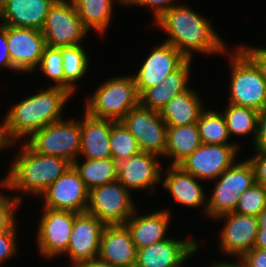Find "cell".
Segmentation results:
<instances>
[{
	"label": "cell",
	"instance_id": "46",
	"mask_svg": "<svg viewBox=\"0 0 266 267\" xmlns=\"http://www.w3.org/2000/svg\"><path fill=\"white\" fill-rule=\"evenodd\" d=\"M254 248L266 250V228H258Z\"/></svg>",
	"mask_w": 266,
	"mask_h": 267
},
{
	"label": "cell",
	"instance_id": "34",
	"mask_svg": "<svg viewBox=\"0 0 266 267\" xmlns=\"http://www.w3.org/2000/svg\"><path fill=\"white\" fill-rule=\"evenodd\" d=\"M266 208V190L264 185L254 183L240 197L235 208L236 213L258 217Z\"/></svg>",
	"mask_w": 266,
	"mask_h": 267
},
{
	"label": "cell",
	"instance_id": "8",
	"mask_svg": "<svg viewBox=\"0 0 266 267\" xmlns=\"http://www.w3.org/2000/svg\"><path fill=\"white\" fill-rule=\"evenodd\" d=\"M130 191L118 180L89 191L87 213L105 225L125 224L136 210Z\"/></svg>",
	"mask_w": 266,
	"mask_h": 267
},
{
	"label": "cell",
	"instance_id": "29",
	"mask_svg": "<svg viewBox=\"0 0 266 267\" xmlns=\"http://www.w3.org/2000/svg\"><path fill=\"white\" fill-rule=\"evenodd\" d=\"M72 165L78 171L88 191L117 180L118 163L112 157L98 160L86 159L82 165L75 160Z\"/></svg>",
	"mask_w": 266,
	"mask_h": 267
},
{
	"label": "cell",
	"instance_id": "12",
	"mask_svg": "<svg viewBox=\"0 0 266 267\" xmlns=\"http://www.w3.org/2000/svg\"><path fill=\"white\" fill-rule=\"evenodd\" d=\"M41 195L45 198V208L75 213L87 212L89 191L73 165Z\"/></svg>",
	"mask_w": 266,
	"mask_h": 267
},
{
	"label": "cell",
	"instance_id": "22",
	"mask_svg": "<svg viewBox=\"0 0 266 267\" xmlns=\"http://www.w3.org/2000/svg\"><path fill=\"white\" fill-rule=\"evenodd\" d=\"M110 131L111 120L95 118L85 112L81 120L79 155L89 160L111 158Z\"/></svg>",
	"mask_w": 266,
	"mask_h": 267
},
{
	"label": "cell",
	"instance_id": "10",
	"mask_svg": "<svg viewBox=\"0 0 266 267\" xmlns=\"http://www.w3.org/2000/svg\"><path fill=\"white\" fill-rule=\"evenodd\" d=\"M120 122L136 138L141 152L165 157L167 125L158 111L144 108L139 104L131 109Z\"/></svg>",
	"mask_w": 266,
	"mask_h": 267
},
{
	"label": "cell",
	"instance_id": "33",
	"mask_svg": "<svg viewBox=\"0 0 266 267\" xmlns=\"http://www.w3.org/2000/svg\"><path fill=\"white\" fill-rule=\"evenodd\" d=\"M109 141L112 158L117 163L141 152L136 138L120 121L111 120Z\"/></svg>",
	"mask_w": 266,
	"mask_h": 267
},
{
	"label": "cell",
	"instance_id": "4",
	"mask_svg": "<svg viewBox=\"0 0 266 267\" xmlns=\"http://www.w3.org/2000/svg\"><path fill=\"white\" fill-rule=\"evenodd\" d=\"M140 104L133 75L115 77L102 83L87 100L85 112L95 118L120 121Z\"/></svg>",
	"mask_w": 266,
	"mask_h": 267
},
{
	"label": "cell",
	"instance_id": "26",
	"mask_svg": "<svg viewBox=\"0 0 266 267\" xmlns=\"http://www.w3.org/2000/svg\"><path fill=\"white\" fill-rule=\"evenodd\" d=\"M199 95L188 89L174 96L159 112L167 126H185L197 123L204 109Z\"/></svg>",
	"mask_w": 266,
	"mask_h": 267
},
{
	"label": "cell",
	"instance_id": "27",
	"mask_svg": "<svg viewBox=\"0 0 266 267\" xmlns=\"http://www.w3.org/2000/svg\"><path fill=\"white\" fill-rule=\"evenodd\" d=\"M202 144L196 123L185 126H167L165 157L172 158V165H179Z\"/></svg>",
	"mask_w": 266,
	"mask_h": 267
},
{
	"label": "cell",
	"instance_id": "11",
	"mask_svg": "<svg viewBox=\"0 0 266 267\" xmlns=\"http://www.w3.org/2000/svg\"><path fill=\"white\" fill-rule=\"evenodd\" d=\"M238 149L236 144L217 145L202 143L178 166L199 180H214L235 162L234 159Z\"/></svg>",
	"mask_w": 266,
	"mask_h": 267
},
{
	"label": "cell",
	"instance_id": "13",
	"mask_svg": "<svg viewBox=\"0 0 266 267\" xmlns=\"http://www.w3.org/2000/svg\"><path fill=\"white\" fill-rule=\"evenodd\" d=\"M78 214L44 207L37 232V244L43 257L52 259L67 251L71 229Z\"/></svg>",
	"mask_w": 266,
	"mask_h": 267
},
{
	"label": "cell",
	"instance_id": "6",
	"mask_svg": "<svg viewBox=\"0 0 266 267\" xmlns=\"http://www.w3.org/2000/svg\"><path fill=\"white\" fill-rule=\"evenodd\" d=\"M216 186L207 202L206 215L217 218L234 212L239 197L255 182L254 170L249 160L234 163L217 178Z\"/></svg>",
	"mask_w": 266,
	"mask_h": 267
},
{
	"label": "cell",
	"instance_id": "41",
	"mask_svg": "<svg viewBox=\"0 0 266 267\" xmlns=\"http://www.w3.org/2000/svg\"><path fill=\"white\" fill-rule=\"evenodd\" d=\"M239 261L245 267H266V250L252 248Z\"/></svg>",
	"mask_w": 266,
	"mask_h": 267
},
{
	"label": "cell",
	"instance_id": "38",
	"mask_svg": "<svg viewBox=\"0 0 266 267\" xmlns=\"http://www.w3.org/2000/svg\"><path fill=\"white\" fill-rule=\"evenodd\" d=\"M257 154L255 157L249 158V162L251 163L255 182L261 185L266 183V151L265 150H256Z\"/></svg>",
	"mask_w": 266,
	"mask_h": 267
},
{
	"label": "cell",
	"instance_id": "3",
	"mask_svg": "<svg viewBox=\"0 0 266 267\" xmlns=\"http://www.w3.org/2000/svg\"><path fill=\"white\" fill-rule=\"evenodd\" d=\"M71 165L72 163L65 158L42 155L24 143L9 168L7 177L1 180L0 186L41 196Z\"/></svg>",
	"mask_w": 266,
	"mask_h": 267
},
{
	"label": "cell",
	"instance_id": "48",
	"mask_svg": "<svg viewBox=\"0 0 266 267\" xmlns=\"http://www.w3.org/2000/svg\"><path fill=\"white\" fill-rule=\"evenodd\" d=\"M258 223L259 228H266V208L259 214Z\"/></svg>",
	"mask_w": 266,
	"mask_h": 267
},
{
	"label": "cell",
	"instance_id": "15",
	"mask_svg": "<svg viewBox=\"0 0 266 267\" xmlns=\"http://www.w3.org/2000/svg\"><path fill=\"white\" fill-rule=\"evenodd\" d=\"M7 46L13 67L18 72H31L40 64L47 45L39 30L7 26Z\"/></svg>",
	"mask_w": 266,
	"mask_h": 267
},
{
	"label": "cell",
	"instance_id": "44",
	"mask_svg": "<svg viewBox=\"0 0 266 267\" xmlns=\"http://www.w3.org/2000/svg\"><path fill=\"white\" fill-rule=\"evenodd\" d=\"M14 144L15 143L9 137L5 118L4 122L0 124V150L8 146H13Z\"/></svg>",
	"mask_w": 266,
	"mask_h": 267
},
{
	"label": "cell",
	"instance_id": "43",
	"mask_svg": "<svg viewBox=\"0 0 266 267\" xmlns=\"http://www.w3.org/2000/svg\"><path fill=\"white\" fill-rule=\"evenodd\" d=\"M9 68L17 71L11 62L7 46V26L0 25V68Z\"/></svg>",
	"mask_w": 266,
	"mask_h": 267
},
{
	"label": "cell",
	"instance_id": "18",
	"mask_svg": "<svg viewBox=\"0 0 266 267\" xmlns=\"http://www.w3.org/2000/svg\"><path fill=\"white\" fill-rule=\"evenodd\" d=\"M194 240L166 239L137 249L135 267H183L186 259L198 251Z\"/></svg>",
	"mask_w": 266,
	"mask_h": 267
},
{
	"label": "cell",
	"instance_id": "19",
	"mask_svg": "<svg viewBox=\"0 0 266 267\" xmlns=\"http://www.w3.org/2000/svg\"><path fill=\"white\" fill-rule=\"evenodd\" d=\"M157 154L140 152L118 163L117 180L129 191L148 189L153 192L157 182L162 181Z\"/></svg>",
	"mask_w": 266,
	"mask_h": 267
},
{
	"label": "cell",
	"instance_id": "36",
	"mask_svg": "<svg viewBox=\"0 0 266 267\" xmlns=\"http://www.w3.org/2000/svg\"><path fill=\"white\" fill-rule=\"evenodd\" d=\"M21 196L14 198L0 195V233L10 231L15 226V209L21 205Z\"/></svg>",
	"mask_w": 266,
	"mask_h": 267
},
{
	"label": "cell",
	"instance_id": "25",
	"mask_svg": "<svg viewBox=\"0 0 266 267\" xmlns=\"http://www.w3.org/2000/svg\"><path fill=\"white\" fill-rule=\"evenodd\" d=\"M163 180V186L172 195L175 201L179 204L188 207H199L202 204L207 208L206 192L203 191L201 185L198 183V178L185 172L178 165H171ZM206 203V204H205Z\"/></svg>",
	"mask_w": 266,
	"mask_h": 267
},
{
	"label": "cell",
	"instance_id": "30",
	"mask_svg": "<svg viewBox=\"0 0 266 267\" xmlns=\"http://www.w3.org/2000/svg\"><path fill=\"white\" fill-rule=\"evenodd\" d=\"M63 69L65 72V89L74 94L75 83L87 72L89 58L81 44L61 47Z\"/></svg>",
	"mask_w": 266,
	"mask_h": 267
},
{
	"label": "cell",
	"instance_id": "7",
	"mask_svg": "<svg viewBox=\"0 0 266 267\" xmlns=\"http://www.w3.org/2000/svg\"><path fill=\"white\" fill-rule=\"evenodd\" d=\"M27 144L42 155L67 159L73 163L80 153L81 121H57L29 137Z\"/></svg>",
	"mask_w": 266,
	"mask_h": 267
},
{
	"label": "cell",
	"instance_id": "37",
	"mask_svg": "<svg viewBox=\"0 0 266 267\" xmlns=\"http://www.w3.org/2000/svg\"><path fill=\"white\" fill-rule=\"evenodd\" d=\"M15 229L14 226L10 231L0 233V264L17 252Z\"/></svg>",
	"mask_w": 266,
	"mask_h": 267
},
{
	"label": "cell",
	"instance_id": "14",
	"mask_svg": "<svg viewBox=\"0 0 266 267\" xmlns=\"http://www.w3.org/2000/svg\"><path fill=\"white\" fill-rule=\"evenodd\" d=\"M106 225L89 213H79L71 229L67 251L72 267H79L83 262L98 257L100 240Z\"/></svg>",
	"mask_w": 266,
	"mask_h": 267
},
{
	"label": "cell",
	"instance_id": "39",
	"mask_svg": "<svg viewBox=\"0 0 266 267\" xmlns=\"http://www.w3.org/2000/svg\"><path fill=\"white\" fill-rule=\"evenodd\" d=\"M174 0H126V4L125 5H134V4H138L141 6H152V10L154 11V15H155V21L157 19H159L166 11H168L169 9H171L173 6L171 3Z\"/></svg>",
	"mask_w": 266,
	"mask_h": 267
},
{
	"label": "cell",
	"instance_id": "9",
	"mask_svg": "<svg viewBox=\"0 0 266 267\" xmlns=\"http://www.w3.org/2000/svg\"><path fill=\"white\" fill-rule=\"evenodd\" d=\"M87 32L72 0H55L41 29L46 45L58 48L78 45Z\"/></svg>",
	"mask_w": 266,
	"mask_h": 267
},
{
	"label": "cell",
	"instance_id": "28",
	"mask_svg": "<svg viewBox=\"0 0 266 267\" xmlns=\"http://www.w3.org/2000/svg\"><path fill=\"white\" fill-rule=\"evenodd\" d=\"M83 26L87 30L95 29L103 34L110 23L114 0H72ZM126 4V0L115 2Z\"/></svg>",
	"mask_w": 266,
	"mask_h": 267
},
{
	"label": "cell",
	"instance_id": "47",
	"mask_svg": "<svg viewBox=\"0 0 266 267\" xmlns=\"http://www.w3.org/2000/svg\"><path fill=\"white\" fill-rule=\"evenodd\" d=\"M211 267H245L241 262L229 263V262H216L213 263Z\"/></svg>",
	"mask_w": 266,
	"mask_h": 267
},
{
	"label": "cell",
	"instance_id": "5",
	"mask_svg": "<svg viewBox=\"0 0 266 267\" xmlns=\"http://www.w3.org/2000/svg\"><path fill=\"white\" fill-rule=\"evenodd\" d=\"M233 53L229 103L262 111L266 108V81L258 66L240 47Z\"/></svg>",
	"mask_w": 266,
	"mask_h": 267
},
{
	"label": "cell",
	"instance_id": "35",
	"mask_svg": "<svg viewBox=\"0 0 266 267\" xmlns=\"http://www.w3.org/2000/svg\"><path fill=\"white\" fill-rule=\"evenodd\" d=\"M62 64L61 47L46 46L40 61V69L45 76L56 83V87H63L65 89V72Z\"/></svg>",
	"mask_w": 266,
	"mask_h": 267
},
{
	"label": "cell",
	"instance_id": "45",
	"mask_svg": "<svg viewBox=\"0 0 266 267\" xmlns=\"http://www.w3.org/2000/svg\"><path fill=\"white\" fill-rule=\"evenodd\" d=\"M79 267H119L102 260L99 257L83 262Z\"/></svg>",
	"mask_w": 266,
	"mask_h": 267
},
{
	"label": "cell",
	"instance_id": "17",
	"mask_svg": "<svg viewBox=\"0 0 266 267\" xmlns=\"http://www.w3.org/2000/svg\"><path fill=\"white\" fill-rule=\"evenodd\" d=\"M219 218L226 219L220 233V249L230 256L235 255L241 259L254 248L259 228L258 218L236 212L226 213L215 219Z\"/></svg>",
	"mask_w": 266,
	"mask_h": 267
},
{
	"label": "cell",
	"instance_id": "21",
	"mask_svg": "<svg viewBox=\"0 0 266 267\" xmlns=\"http://www.w3.org/2000/svg\"><path fill=\"white\" fill-rule=\"evenodd\" d=\"M55 0H7L2 15L3 26L41 31L50 6Z\"/></svg>",
	"mask_w": 266,
	"mask_h": 267
},
{
	"label": "cell",
	"instance_id": "40",
	"mask_svg": "<svg viewBox=\"0 0 266 267\" xmlns=\"http://www.w3.org/2000/svg\"><path fill=\"white\" fill-rule=\"evenodd\" d=\"M254 139V146H256L255 150L266 151V108L258 112Z\"/></svg>",
	"mask_w": 266,
	"mask_h": 267
},
{
	"label": "cell",
	"instance_id": "24",
	"mask_svg": "<svg viewBox=\"0 0 266 267\" xmlns=\"http://www.w3.org/2000/svg\"><path fill=\"white\" fill-rule=\"evenodd\" d=\"M190 63L191 59H187L160 84L145 90L140 95V105L144 108L160 112L174 96L188 90Z\"/></svg>",
	"mask_w": 266,
	"mask_h": 267
},
{
	"label": "cell",
	"instance_id": "32",
	"mask_svg": "<svg viewBox=\"0 0 266 267\" xmlns=\"http://www.w3.org/2000/svg\"><path fill=\"white\" fill-rule=\"evenodd\" d=\"M223 116L230 136H247L250 132L256 134L257 110L229 103Z\"/></svg>",
	"mask_w": 266,
	"mask_h": 267
},
{
	"label": "cell",
	"instance_id": "2",
	"mask_svg": "<svg viewBox=\"0 0 266 267\" xmlns=\"http://www.w3.org/2000/svg\"><path fill=\"white\" fill-rule=\"evenodd\" d=\"M71 95L63 87L52 86L14 104L6 116L10 139L15 142L22 136L31 137L45 126L62 120V108Z\"/></svg>",
	"mask_w": 266,
	"mask_h": 267
},
{
	"label": "cell",
	"instance_id": "23",
	"mask_svg": "<svg viewBox=\"0 0 266 267\" xmlns=\"http://www.w3.org/2000/svg\"><path fill=\"white\" fill-rule=\"evenodd\" d=\"M133 215L125 222L136 249L162 242L166 237L170 221L169 210H161L148 215Z\"/></svg>",
	"mask_w": 266,
	"mask_h": 267
},
{
	"label": "cell",
	"instance_id": "1",
	"mask_svg": "<svg viewBox=\"0 0 266 267\" xmlns=\"http://www.w3.org/2000/svg\"><path fill=\"white\" fill-rule=\"evenodd\" d=\"M155 22L169 35L164 42L174 46L187 59L192 58L193 50L205 54L228 51L213 30L211 19H204L185 5L173 6Z\"/></svg>",
	"mask_w": 266,
	"mask_h": 267
},
{
	"label": "cell",
	"instance_id": "31",
	"mask_svg": "<svg viewBox=\"0 0 266 267\" xmlns=\"http://www.w3.org/2000/svg\"><path fill=\"white\" fill-rule=\"evenodd\" d=\"M201 142L204 144L234 145L227 141L230 138L228 128L222 113L213 110L202 111L196 123Z\"/></svg>",
	"mask_w": 266,
	"mask_h": 267
},
{
	"label": "cell",
	"instance_id": "49",
	"mask_svg": "<svg viewBox=\"0 0 266 267\" xmlns=\"http://www.w3.org/2000/svg\"><path fill=\"white\" fill-rule=\"evenodd\" d=\"M7 0H0V19L2 18L3 11Z\"/></svg>",
	"mask_w": 266,
	"mask_h": 267
},
{
	"label": "cell",
	"instance_id": "42",
	"mask_svg": "<svg viewBox=\"0 0 266 267\" xmlns=\"http://www.w3.org/2000/svg\"><path fill=\"white\" fill-rule=\"evenodd\" d=\"M240 48L254 61L260 69L264 80L266 81V48L260 47H242Z\"/></svg>",
	"mask_w": 266,
	"mask_h": 267
},
{
	"label": "cell",
	"instance_id": "16",
	"mask_svg": "<svg viewBox=\"0 0 266 267\" xmlns=\"http://www.w3.org/2000/svg\"><path fill=\"white\" fill-rule=\"evenodd\" d=\"M187 58L174 46L163 42L143 61L134 75L139 96L147 89L160 84L168 75L176 71Z\"/></svg>",
	"mask_w": 266,
	"mask_h": 267
},
{
	"label": "cell",
	"instance_id": "20",
	"mask_svg": "<svg viewBox=\"0 0 266 267\" xmlns=\"http://www.w3.org/2000/svg\"><path fill=\"white\" fill-rule=\"evenodd\" d=\"M137 249L125 224L106 225L98 257L119 267H135Z\"/></svg>",
	"mask_w": 266,
	"mask_h": 267
}]
</instances>
